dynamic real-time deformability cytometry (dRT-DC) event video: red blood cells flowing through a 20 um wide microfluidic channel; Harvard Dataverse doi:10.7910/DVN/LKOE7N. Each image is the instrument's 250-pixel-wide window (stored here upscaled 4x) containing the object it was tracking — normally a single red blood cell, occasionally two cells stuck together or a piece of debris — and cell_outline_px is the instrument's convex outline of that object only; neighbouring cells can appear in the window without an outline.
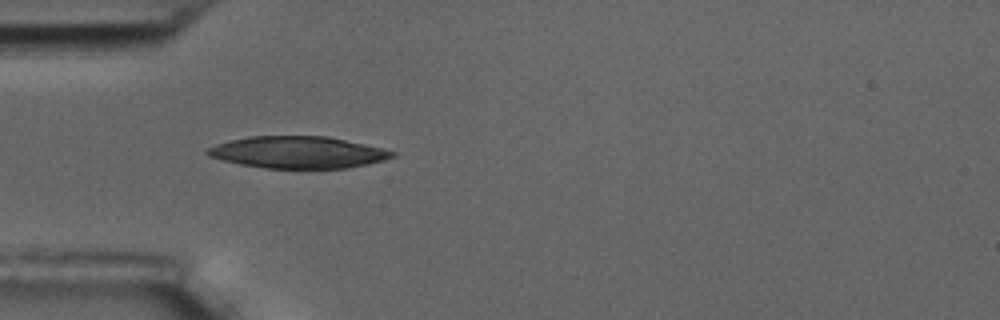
{"species": "common noctule bat (a hibernating species)", "species_latin": "Nyctalus noctula", "temperature_condition": "room temperature", "stored_images_in_passage": 5, "camera_frame_rate_fps": 3000, "um_per_image_px": 0.085, "animal": {"sex": "male", "body_mass_g": 17.5, "forearm_length_mm": 52.3}, "frame": {"image": 1, "passage_image": 2, "time_ms": 1.0, "image_size_px": [1000, 320], "cell_outline_px": [[396, 156], [384, 160], [348, 168], [264, 168], [240, 164], [208, 156], [204, 152], [208, 148], [216, 144], [228, 140], [252, 136], [328, 136], [364, 144], [396, 152]], "centroid_in_image_um": [25.3, 12.94], "position_along_channel_um": 59.7, "area_um2": 34.22}}
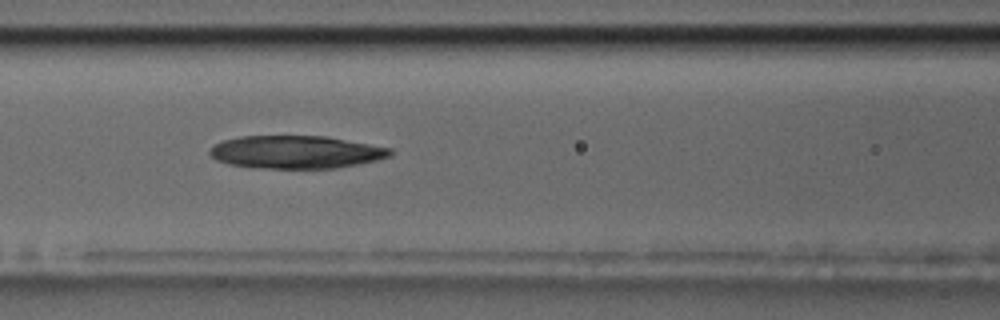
{"frame": {"image": 2, "passage_image": 4, "time_ms": 3.333, "image_size_px": [1000, 320], "cell_outline_px": [[396, 152], [392, 156], [376, 160], [356, 164], [332, 168], [264, 168], [228, 164], [216, 160], [208, 152], [216, 144], [224, 140], [240, 136], [328, 136], [392, 148]], "centroid_in_image_um": [25.21, 12.91], "position_along_channel_um": 141.4, "area_um2": 34.51}}